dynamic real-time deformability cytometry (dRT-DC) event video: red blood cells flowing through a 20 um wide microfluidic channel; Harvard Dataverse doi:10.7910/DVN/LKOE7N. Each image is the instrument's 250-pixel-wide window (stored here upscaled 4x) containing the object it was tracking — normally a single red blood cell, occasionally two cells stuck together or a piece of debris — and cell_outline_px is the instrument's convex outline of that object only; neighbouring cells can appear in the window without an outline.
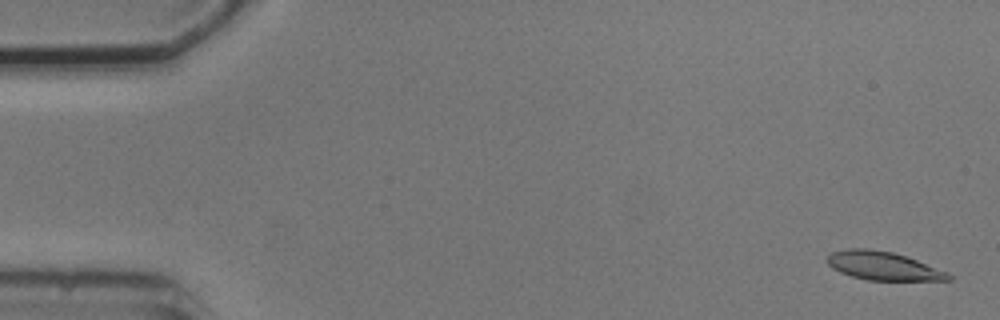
{"species": "common noctule bat (a hibernating species)", "species_latin": "Nyctalus noctula", "temperature_condition": "cold", "stored_images_in_passage": 5, "camera_frame_rate_fps": 3000, "um_per_image_px": 0.085, "animal": {"sex": "male", "body_mass_g": 20.5, "forearm_length_mm": 52.5}, "frame": {"image": 1, "passage_image": 1, "time_ms": 0.0, "image_size_px": [1000, 320], "cell_outline_px": [[952, 280], [868, 280], [852, 276], [840, 272], [832, 268], [828, 264], [828, 256], [832, 252], [848, 248], [868, 248], [892, 252], [916, 260], [948, 272], [952, 276]], "centroid_in_image_um": [75.06, 22.6], "position_along_channel_um": 9.9, "area_um2": 19.88}}
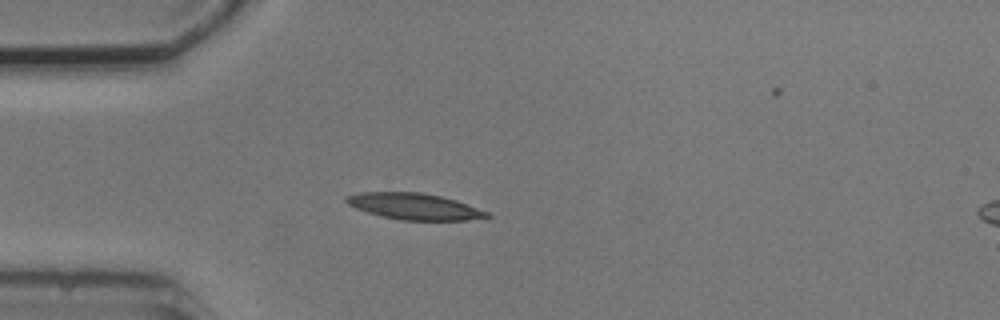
{"frame": {"image": 2, "passage_image": 4, "time_ms": 4.333, "image_size_px": [1000, 320], "cell_outline_px": [[492, 216], [468, 220], [400, 220], [368, 212], [356, 208], [348, 204], [344, 200], [348, 196], [360, 192], [420, 192], [440, 196], [456, 200], [488, 212]], "centroid_in_image_um": [35.22, 17.54], "position_along_channel_um": 49.8, "area_um2": 21.27}}